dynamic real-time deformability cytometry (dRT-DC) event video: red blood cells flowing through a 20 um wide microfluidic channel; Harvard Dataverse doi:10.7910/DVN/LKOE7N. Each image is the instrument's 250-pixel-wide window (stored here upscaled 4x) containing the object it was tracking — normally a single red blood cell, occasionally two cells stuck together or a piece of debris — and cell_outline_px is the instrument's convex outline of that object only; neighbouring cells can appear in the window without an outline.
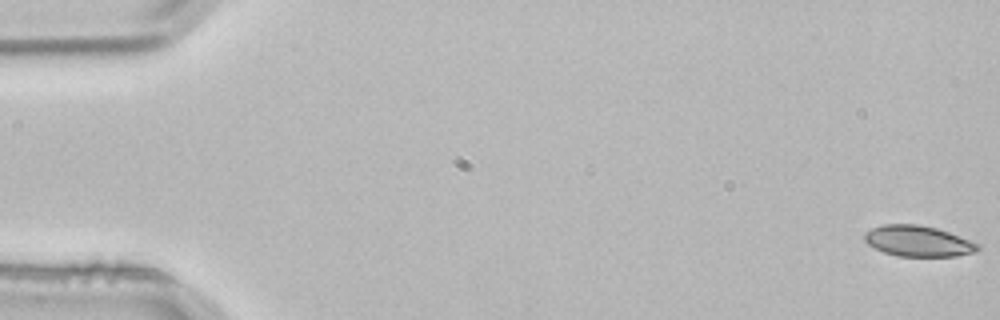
{"species": "common noctule bat (a hibernating species)", "species_latin": "Nyctalus noctula", "temperature_condition": "room temperature", "stored_images_in_passage": 4, "camera_frame_rate_fps": 3000, "um_per_image_px": 0.085, "animal": {"sex": "male", "body_mass_g": 21.5, "forearm_length_mm": 52.0}, "frame": {"image": 1, "passage_image": 1, "time_ms": 0.0, "image_size_px": [1000, 320], "cell_outline_px": [[980, 248], [976, 252], [956, 256], [896, 256], [884, 252], [868, 244], [864, 240], [864, 232], [872, 228], [884, 224], [920, 224], [936, 228], [948, 232], [980, 244]], "centroid_in_image_um": [78.03, 20.49], "position_along_channel_um": 7.0, "area_um2": 20.35}}
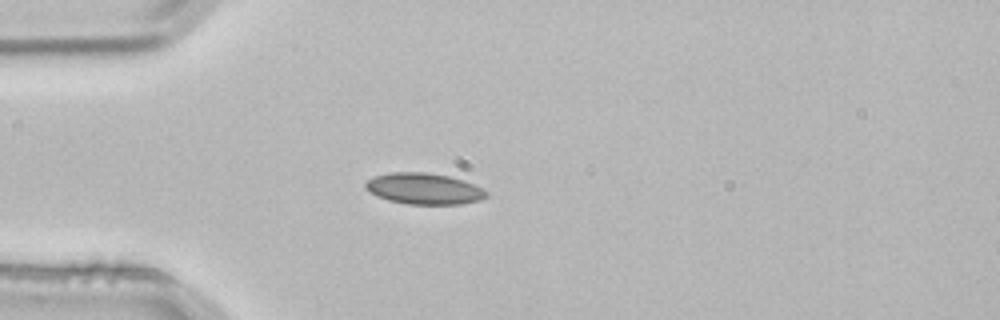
{"frame": {"image": 2, "passage_image": 4, "time_ms": 1.0, "image_size_px": [1000, 320], "cell_outline_px": [[488, 196], [480, 200], [460, 204], [408, 204], [388, 200], [376, 196], [364, 188], [364, 184], [368, 180], [376, 176], [392, 172], [424, 172], [448, 176], [464, 180], [488, 192]], "centroid_in_image_um": [36.02, 16.04], "position_along_channel_um": 49.0, "area_um2": 21.85}}